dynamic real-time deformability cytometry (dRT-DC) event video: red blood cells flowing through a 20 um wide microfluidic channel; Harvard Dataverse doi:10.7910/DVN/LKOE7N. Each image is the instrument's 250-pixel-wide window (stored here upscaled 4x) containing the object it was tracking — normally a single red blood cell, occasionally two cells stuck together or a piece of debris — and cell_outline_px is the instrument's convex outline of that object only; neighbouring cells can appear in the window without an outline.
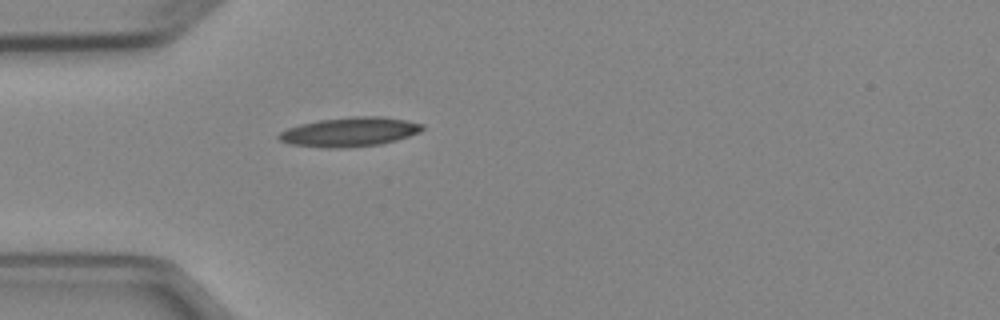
{"species": "Egyptian fruit bat (a non-hibernating species)", "species_latin": "Rousettus aegyptiacus", "temperature_condition": "cold", "stored_images_in_passage": 1, "camera_frame_rate_fps": 3000, "um_per_image_px": 0.085, "animal": {"sex": "female"}, "frame": {"image": 1, "passage_image": 1, "time_ms": 0.0, "image_size_px": [1000, 320], "cell_outline_px": [[424, 128], [420, 132], [396, 140], [380, 144], [340, 148], [328, 148], [292, 144], [280, 140], [276, 136], [280, 132], [288, 128], [300, 124], [320, 120], [352, 116], [380, 116], [404, 120], [424, 124]], "centroid_in_image_um": [29.73, 11.2], "position_along_channel_um": 55.3, "area_um2": 24.28}}